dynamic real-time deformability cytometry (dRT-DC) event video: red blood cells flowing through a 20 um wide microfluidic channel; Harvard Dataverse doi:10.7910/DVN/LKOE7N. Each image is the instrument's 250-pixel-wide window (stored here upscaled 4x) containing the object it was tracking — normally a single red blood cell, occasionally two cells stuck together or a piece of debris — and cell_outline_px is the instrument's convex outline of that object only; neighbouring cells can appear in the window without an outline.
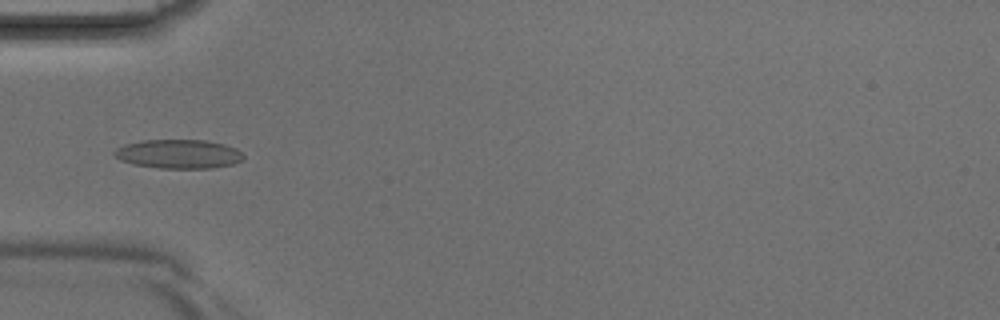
{"species": "Egyptian fruit bat (a non-hibernating species)", "species_latin": "Rousettus aegyptiacus", "temperature_condition": "room temperature", "stored_images_in_passage": 3, "camera_frame_rate_fps": 3000, "um_per_image_px": 0.085, "animal": {"sex": "male"}, "frame": {"image": 1, "passage_image": 3, "time_ms": 0.667, "image_size_px": [1000, 320], "cell_outline_px": [[244, 160], [232, 164], [212, 168], [160, 168], [132, 164], [120, 160], [112, 156], [112, 152], [116, 148], [124, 144], [144, 140], [204, 140], [224, 144], [236, 148], [244, 156]], "centroid_in_image_um": [15.14, 13.09], "position_along_channel_um": 69.9, "area_um2": 21.96}}